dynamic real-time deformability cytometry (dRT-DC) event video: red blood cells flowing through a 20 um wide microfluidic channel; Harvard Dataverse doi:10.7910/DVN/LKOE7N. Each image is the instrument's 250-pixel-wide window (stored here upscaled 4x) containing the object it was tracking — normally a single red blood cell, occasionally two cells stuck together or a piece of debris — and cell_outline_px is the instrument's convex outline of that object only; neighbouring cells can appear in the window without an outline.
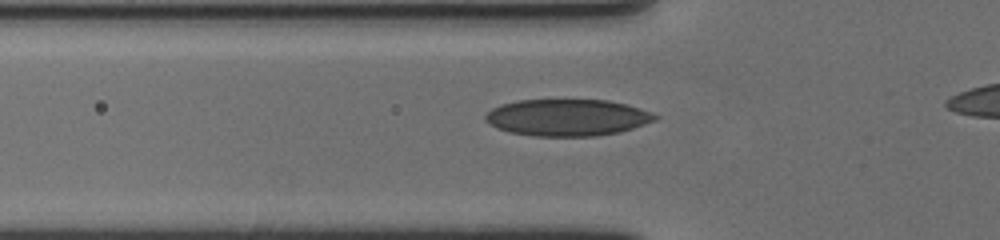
{"species": "human", "species_latin": "Homo sapiens", "temperature_condition": "cold", "stored_images_in_passage": 40, "camera_frame_rate_fps": 3000, "um_per_image_px": 0.085, "donor": {"sex": "female"}, "frame": {"image": 1, "passage_image": 9, "time_ms": 2.667, "image_size_px": [1000, 240], "cell_outline_px": [[660, 116], [656, 120], [620, 132], [596, 136], [532, 136], [508, 132], [484, 120], [484, 116], [492, 108], [500, 104], [516, 100], [608, 100], [628, 104], [652, 112]], "centroid_in_image_um": [48.24, 9.98], "position_along_channel_um": 77.6, "area_um2": 36.47}}
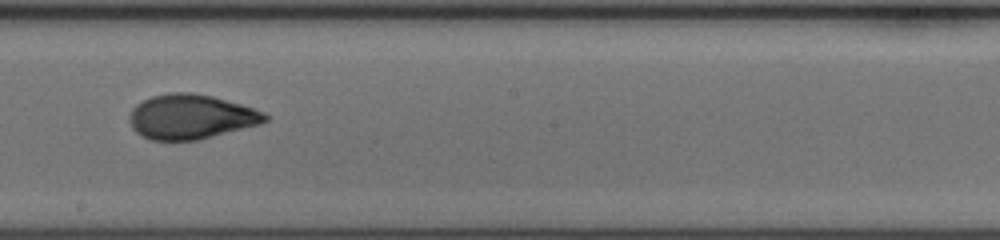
{"frame": {"image": 2, "passage_image": 22, "time_ms": 7.0, "image_size_px": [1000, 240], "cell_outline_px": [[268, 120], [260, 124], [196, 140], [152, 140], [140, 136], [132, 128], [128, 120], [132, 108], [136, 104], [152, 96], [168, 92], [192, 92], [212, 96], [240, 104], [264, 112], [268, 116]], "centroid_in_image_um": [16.19, 9.92], "position_along_channel_um": 232.0, "area_um2": 35.2}}
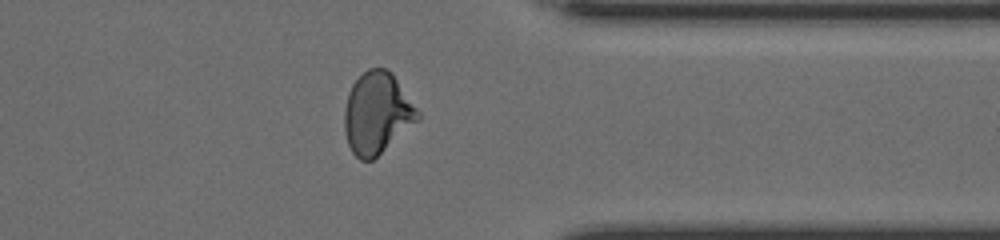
{"frame": {"image": 3, "passage_image": 35, "time_ms": 11.333, "image_size_px": [1000, 240], "cell_outline_px": [[420, 120], [372, 160], [360, 160], [352, 152], [348, 144], [344, 132], [344, 112], [348, 92], [352, 84], [368, 68], [384, 68], [392, 72], [420, 112]], "centroid_in_image_um": [32.05, 9.62], "position_along_channel_um": 379.3, "area_um2": 34.91}, "authors_computed_cell_mechanics": {"area_um2": 34.7378, "velocity_mm_per_s": 3.5645, "shape_relaxation_time_tau1_ms": 5.8712, "shape_relaxation_time_tau2_ms": 1.1592, "deformation_change_tau1": 0.2035, "deformation_change_tau2": 0.0544}}